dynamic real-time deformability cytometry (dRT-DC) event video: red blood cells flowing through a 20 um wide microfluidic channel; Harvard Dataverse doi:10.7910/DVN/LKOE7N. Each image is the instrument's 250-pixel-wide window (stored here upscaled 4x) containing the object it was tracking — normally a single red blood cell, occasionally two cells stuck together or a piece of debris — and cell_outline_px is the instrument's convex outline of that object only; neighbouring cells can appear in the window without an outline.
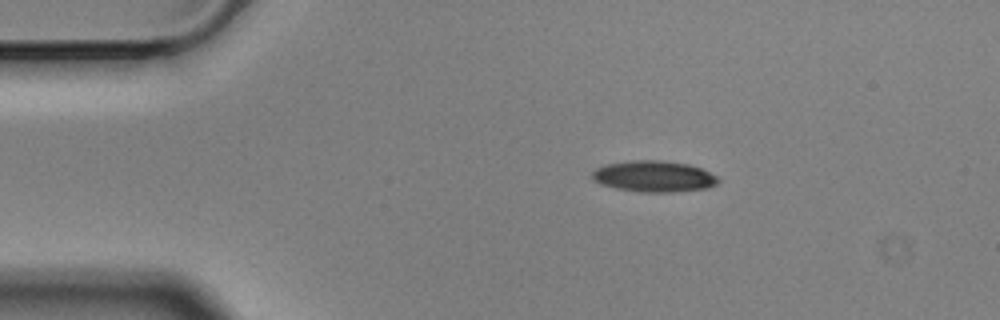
{"species": "Egyptian fruit bat (a non-hibernating species)", "species_latin": "Rousettus aegyptiacus", "temperature_condition": "cold", "stored_images_in_passage": 48, "camera_frame_rate_fps": 3000, "um_per_image_px": 0.085, "animal": {"sex": "male"}, "frame": {"image": 1, "passage_image": 1, "time_ms": 0.0, "image_size_px": [1000, 320], "cell_outline_px": [[720, 180], [716, 184], [708, 188], [672, 192], [640, 192], [616, 188], [600, 184], [592, 180], [592, 172], [596, 168], [604, 164], [632, 160], [664, 160], [688, 164], [700, 168], [716, 176]], "centroid_in_image_um": [55.55, 14.99], "position_along_channel_um": 29.5, "area_um2": 23.0}}
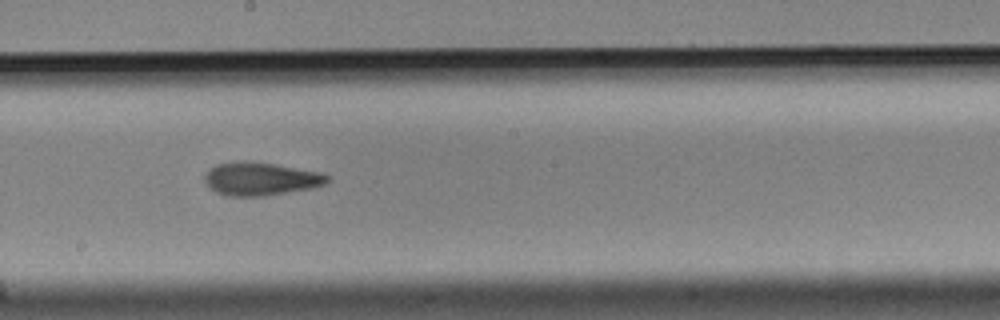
{"frame": {"image": 2, "passage_image": 22, "time_ms": 7.0, "image_size_px": [1000, 320], "cell_outline_px": [[328, 184], [312, 188], [264, 196], [228, 196], [216, 192], [204, 180], [204, 172], [208, 168], [216, 164], [272, 164], [320, 172], [328, 176]], "centroid_in_image_um": [22.18, 15.25], "position_along_channel_um": 226.0, "area_um2": 22.83}}
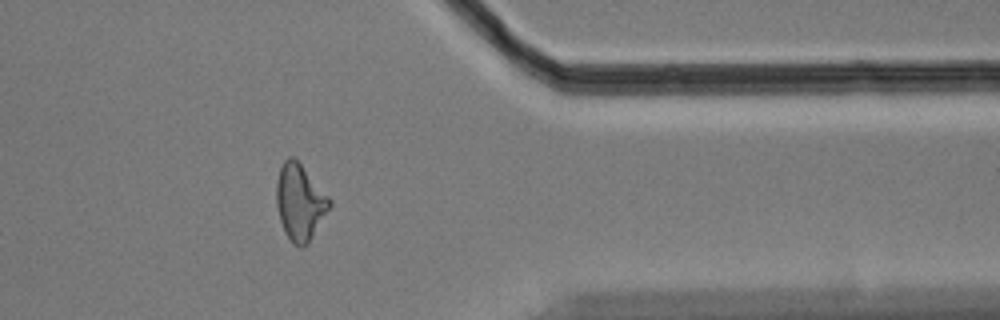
{"frame": {"image": 3, "passage_image": 37, "time_ms": 12.0, "image_size_px": [1000, 320], "cell_outline_px": [[332, 204], [308, 244], [300, 248], [292, 244], [284, 232], [280, 220], [276, 204], [276, 180], [280, 168], [284, 160], [288, 156], [292, 156], [300, 164], [332, 200]], "centroid_in_image_um": [25.47, 17.22], "position_along_channel_um": 385.9, "area_um2": 23.52}, "authors_computed_cell_mechanics": {"area_um2": 23.2356, "velocity_mm_per_s": 3.5097, "shape_relaxation_time_tau1_ms": 3.4315, "shape_relaxation_time_tau2_ms": 4.4484, "deformation_change_tau1": 0.1671, "deformation_change_tau2": 0.1476}}